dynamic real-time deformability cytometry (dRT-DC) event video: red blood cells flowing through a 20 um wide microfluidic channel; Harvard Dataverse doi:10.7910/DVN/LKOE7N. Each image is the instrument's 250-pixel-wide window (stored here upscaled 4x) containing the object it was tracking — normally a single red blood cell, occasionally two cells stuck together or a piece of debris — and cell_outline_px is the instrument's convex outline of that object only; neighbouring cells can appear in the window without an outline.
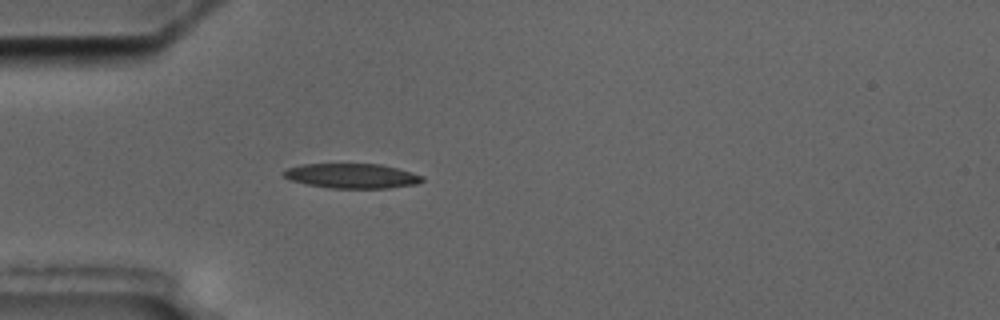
{"species": "common noctule bat (a hibernating species)", "species_latin": "Nyctalus noctula", "temperature_condition": "cold", "stored_images_in_passage": 5, "camera_frame_rate_fps": 3000, "um_per_image_px": 0.085, "animal": {"sex": "male", "body_mass_g": 17.5, "forearm_length_mm": 52.3}, "frame": {"image": 1, "passage_image": 4, "time_ms": 4.333, "image_size_px": [1000, 320], "cell_outline_px": [[424, 180], [416, 184], [388, 188], [328, 188], [308, 184], [292, 180], [284, 176], [280, 172], [288, 168], [300, 164], [380, 164], [412, 172], [424, 176]], "centroid_in_image_um": [29.91, 14.95], "position_along_channel_um": 55.1, "area_um2": 19.94}}